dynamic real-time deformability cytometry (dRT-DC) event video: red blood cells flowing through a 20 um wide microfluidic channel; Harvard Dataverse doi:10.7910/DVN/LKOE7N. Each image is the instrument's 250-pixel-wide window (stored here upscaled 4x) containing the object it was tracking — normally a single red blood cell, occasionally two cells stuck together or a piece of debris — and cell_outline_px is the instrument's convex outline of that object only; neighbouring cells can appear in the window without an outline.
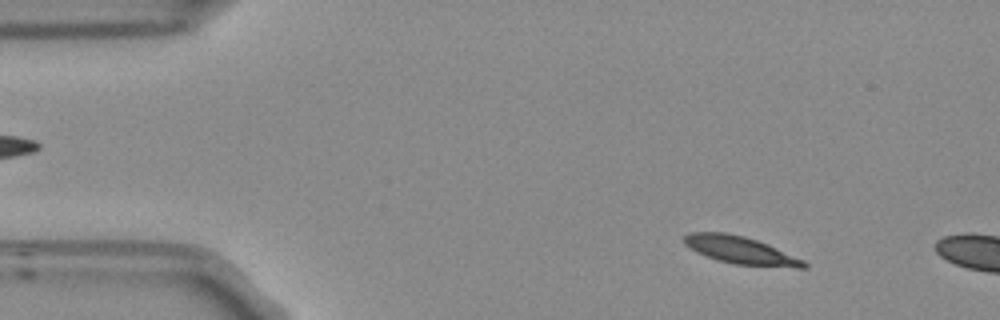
{"species": "Egyptian fruit bat (a non-hibernating species)", "species_latin": "Rousettus aegyptiacus", "temperature_condition": "room temperature", "stored_images_in_passage": 12, "camera_frame_rate_fps": 3000, "um_per_image_px": 0.085, "frame": {"image": 1, "passage_image": 4, "time_ms": 1.0, "image_size_px": [1000, 320], "cell_outline_px": [[808, 268], [796, 268], [732, 264], [716, 260], [696, 252], [684, 244], [684, 236], [688, 232], [724, 232], [744, 236], [768, 244], [804, 260], [808, 264]], "centroid_in_image_um": [62.95, 21.28], "position_along_channel_um": 22.1, "area_um2": 19.36}}